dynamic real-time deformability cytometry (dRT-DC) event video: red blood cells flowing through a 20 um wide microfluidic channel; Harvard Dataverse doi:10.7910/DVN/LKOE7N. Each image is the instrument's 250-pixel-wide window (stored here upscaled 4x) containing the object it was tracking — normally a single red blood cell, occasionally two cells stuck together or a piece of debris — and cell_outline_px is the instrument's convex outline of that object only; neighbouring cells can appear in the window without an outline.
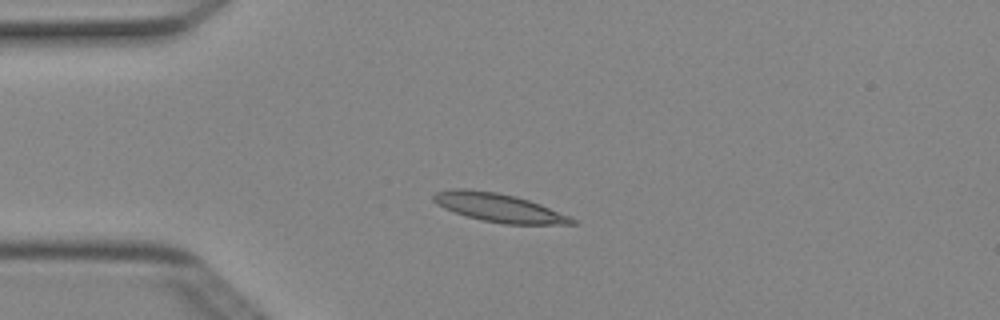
{"species": "Egyptian fruit bat (a non-hibernating species)", "species_latin": "Rousettus aegyptiacus", "temperature_condition": "cold", "stored_images_in_passage": 6, "camera_frame_rate_fps": 3000, "um_per_image_px": 0.085, "animal": {"sex": "female"}, "frame": {"image": 1, "passage_image": 3, "time_ms": 0.667, "image_size_px": [1000, 320], "cell_outline_px": [[576, 224], [504, 224], [480, 220], [444, 208], [436, 204], [432, 200], [432, 196], [436, 192], [452, 188], [468, 188], [496, 192], [516, 196], [540, 204], [568, 216], [576, 220]], "centroid_in_image_um": [42.35, 17.64], "position_along_channel_um": 42.7, "area_um2": 22.89}}
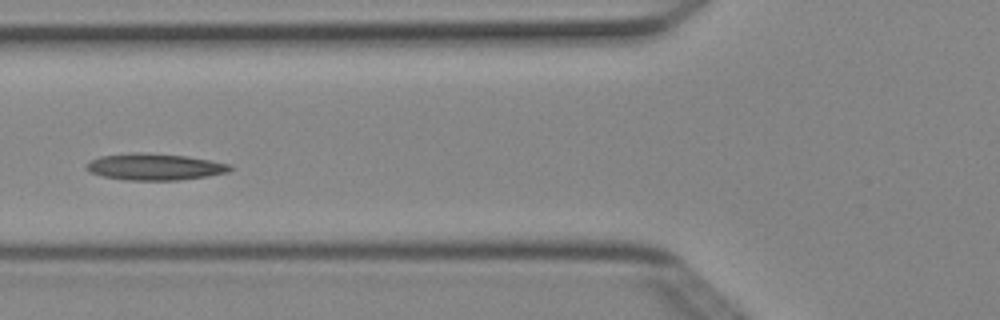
{"frame": {"image": 2, "passage_image": 5, "time_ms": 1.333, "image_size_px": [1000, 320], "cell_outline_px": [[232, 168], [228, 172], [208, 176], [176, 180], [128, 180], [104, 176], [92, 172], [84, 168], [92, 160], [100, 156], [140, 152], [184, 156], [232, 164]], "centroid_in_image_um": [13.18, 14.18], "position_along_channel_um": 112.6, "area_um2": 21.85}}
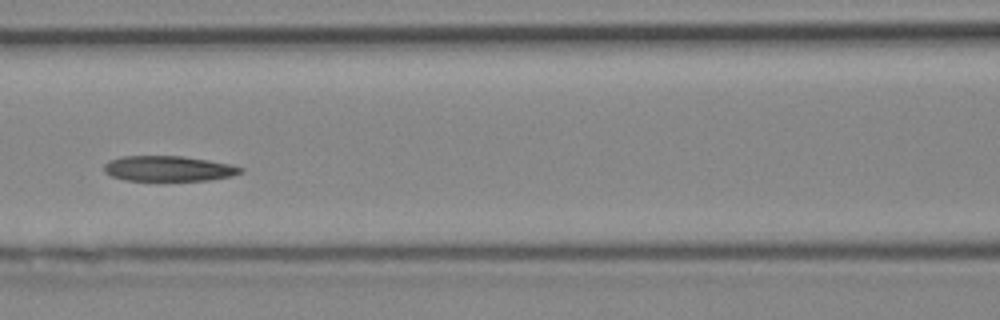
{"frame": {"image": 3, "passage_image": 6, "time_ms": 1.667, "image_size_px": [1000, 320], "cell_outline_px": [[244, 172], [232, 176], [208, 180], [124, 180], [112, 176], [104, 172], [104, 164], [108, 160], [120, 156], [184, 156], [232, 164], [244, 168]], "centroid_in_image_um": [14.33, 14.32], "position_along_channel_um": 152.3, "area_um2": 20.29}}